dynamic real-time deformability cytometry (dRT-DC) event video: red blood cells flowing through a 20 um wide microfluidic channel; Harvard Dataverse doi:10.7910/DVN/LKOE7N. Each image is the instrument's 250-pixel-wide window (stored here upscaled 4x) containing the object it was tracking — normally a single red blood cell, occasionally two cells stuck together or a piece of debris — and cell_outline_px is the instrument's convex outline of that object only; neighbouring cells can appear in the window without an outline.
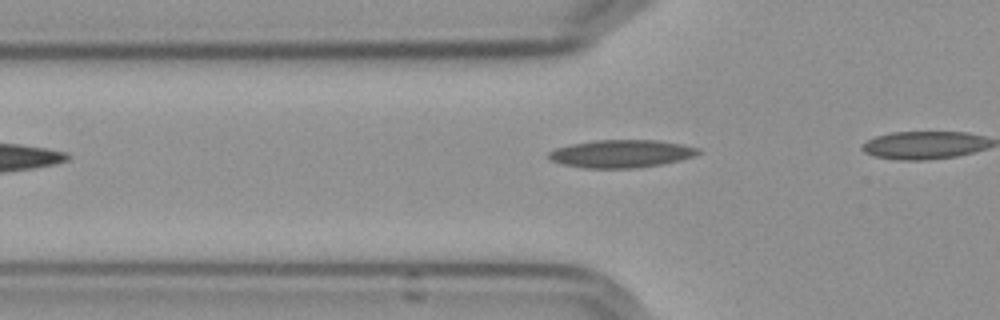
{"species": "Egyptian fruit bat (a non-hibernating species)", "species_latin": "Rousettus aegyptiacus", "temperature_condition": "cold", "stored_images_in_passage": 8, "camera_frame_rate_fps": 3000, "um_per_image_px": 0.085, "frame": {"image": 1, "passage_image": 2, "time_ms": 0.333, "image_size_px": [1000, 320], "cell_outline_px": [[700, 152], [692, 156], [680, 160], [660, 164], [632, 168], [584, 168], [564, 164], [552, 160], [548, 156], [548, 152], [556, 148], [572, 144], [596, 140], [656, 140], [680, 144], [700, 148]], "centroid_in_image_um": [52.8, 13.06], "position_along_channel_um": 73.0, "area_um2": 23.87}}
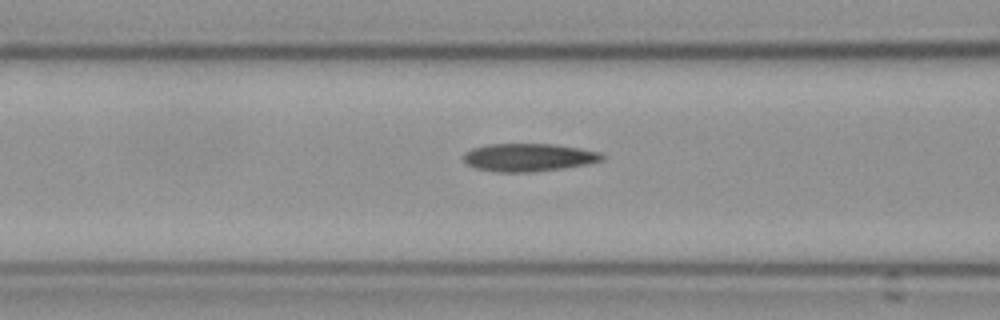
{"frame": {"image": 2, "passage_image": 6, "time_ms": 1.667, "image_size_px": [1000, 320], "cell_outline_px": [[604, 160], [588, 164], [532, 172], [496, 172], [476, 168], [468, 164], [464, 160], [464, 152], [472, 148], [488, 144], [556, 144], [580, 148], [600, 152], [604, 156]], "centroid_in_image_um": [44.94, 13.37], "position_along_channel_um": 121.7, "area_um2": 22.54}}